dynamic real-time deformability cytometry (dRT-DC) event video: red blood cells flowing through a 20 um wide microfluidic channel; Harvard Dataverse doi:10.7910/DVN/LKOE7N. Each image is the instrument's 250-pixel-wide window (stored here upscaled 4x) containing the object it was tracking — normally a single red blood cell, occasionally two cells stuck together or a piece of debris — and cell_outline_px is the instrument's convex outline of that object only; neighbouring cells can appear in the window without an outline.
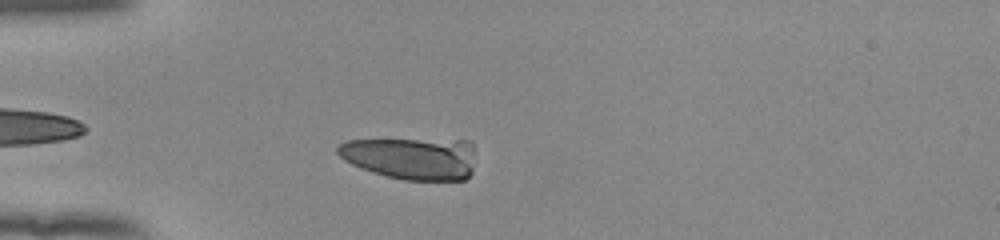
{"species": "human", "species_latin": "Homo sapiens", "temperature_condition": "room temperature", "stored_images_in_passage": 43, "camera_frame_rate_fps": 3000, "um_per_image_px": 0.085, "donor": {"sex": "female"}, "frame": {"image": 1, "passage_image": 6, "time_ms": 1.667, "image_size_px": [1000, 240], "cell_outline_px": [[472, 172], [464, 180], [404, 180], [372, 172], [360, 168], [344, 160], [336, 152], [336, 148], [344, 140], [468, 140], [472, 144]], "centroid_in_image_um": [34.93, 13.45], "position_along_channel_um": 50.1, "area_um2": 33.76}}
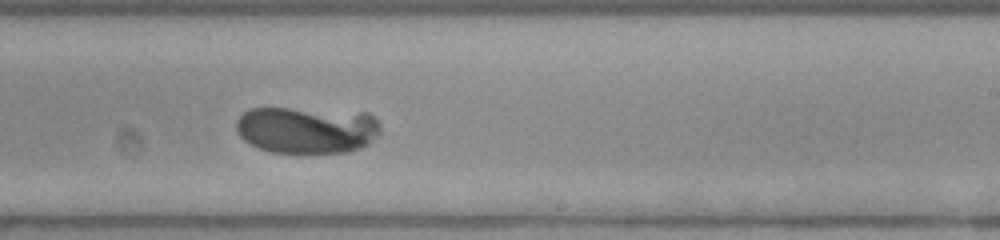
{"frame": {"image": 2, "passage_image": 24, "time_ms": 7.667, "image_size_px": [1000, 240], "cell_outline_px": [[380, 132], [368, 144], [360, 148], [344, 152], [272, 152], [256, 148], [244, 140], [240, 136], [236, 128], [236, 120], [244, 112], [252, 108], [288, 108], [368, 112], [380, 124]], "centroid_in_image_um": [26.07, 11.03], "position_along_channel_um": 262.9, "area_um2": 39.48}}
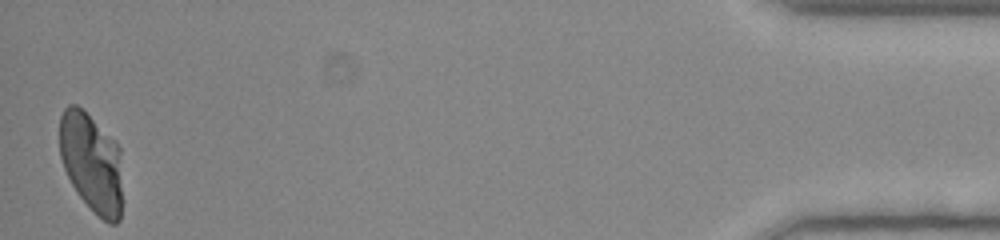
{"frame": {"image": 3, "passage_image": 43, "time_ms": 14.0, "image_size_px": [1000, 240], "cell_outline_px": [[124, 200], [120, 220], [116, 224], [108, 224], [76, 192], [64, 168], [60, 156], [60, 116], [64, 108], [68, 104], [76, 104], [116, 140], [120, 148]], "centroid_in_image_um": [7.84, 13.84], "position_along_channel_um": 427.4, "area_um2": 37.05}, "authors_computed_cell_mechanics": {"area_um2": 39.4774, "velocity_mm_per_s": 3.8932, "shape_relaxation_time_tau1_ms": 6.5108, "shape_relaxation_time_tau2_ms": null, "deformation_change_tau1": 0.2606, "deformation_change_tau2": null}}